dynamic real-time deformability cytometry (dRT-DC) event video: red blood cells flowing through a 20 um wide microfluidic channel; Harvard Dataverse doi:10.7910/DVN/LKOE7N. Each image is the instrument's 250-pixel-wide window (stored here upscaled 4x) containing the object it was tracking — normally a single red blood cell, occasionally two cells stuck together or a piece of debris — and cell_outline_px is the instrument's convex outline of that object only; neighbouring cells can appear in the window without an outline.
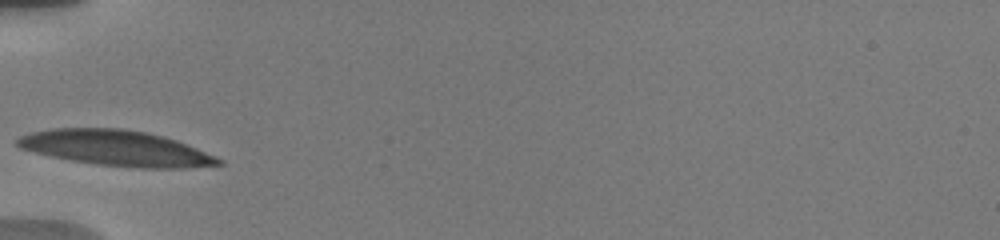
{"species": "human", "species_latin": "Homo sapiens", "temperature_condition": "warm", "stored_images_in_passage": 7, "camera_frame_rate_fps": 3000, "um_per_image_px": 0.085, "donor": {"sex": "male"}, "frame": {"image": 1, "passage_image": 2, "time_ms": 1.333, "image_size_px": [1000, 240], "cell_outline_px": [[224, 164], [188, 168], [140, 168], [96, 164], [72, 160], [52, 156], [20, 148], [16, 144], [16, 140], [20, 136], [32, 132], [52, 128], [120, 128], [144, 132], [164, 136], [176, 140], [216, 156], [224, 160]], "centroid_in_image_um": [9.91, 12.59], "position_along_channel_um": 75.1, "area_um2": 41.44}}
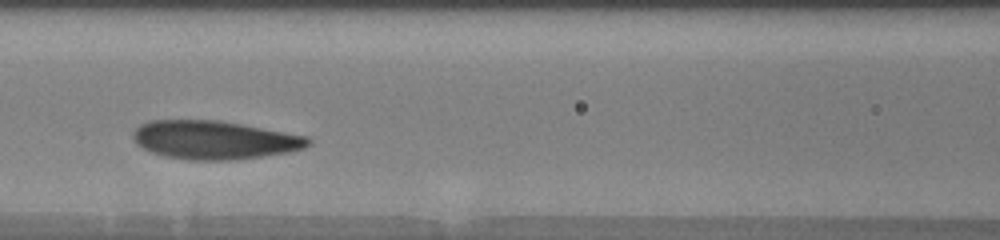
{"frame": {"image": 2, "passage_image": 4, "time_ms": 3.333, "image_size_px": [1000, 240], "cell_outline_px": [[312, 144], [304, 148], [288, 152], [236, 160], [192, 160], [164, 156], [152, 152], [136, 144], [132, 136], [132, 132], [140, 124], [148, 120], [220, 120], [308, 136], [312, 140]], "centroid_in_image_um": [18.22, 11.89], "position_along_channel_um": 148.4, "area_um2": 39.48}}
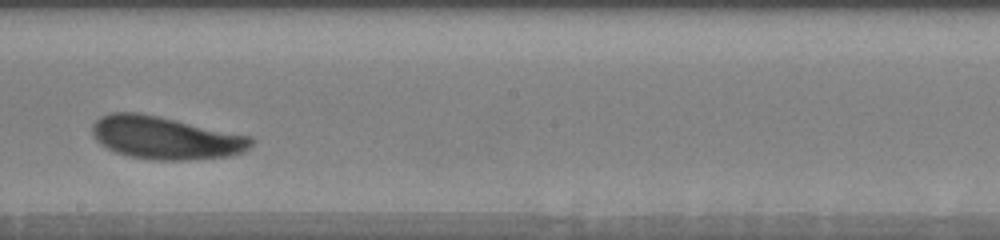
{"frame": {"image": 3, "passage_image": 7, "time_ms": 5.667, "image_size_px": [1000, 240], "cell_outline_px": [[256, 140], [244, 152], [228, 156], [180, 160], [152, 160], [132, 156], [116, 152], [108, 148], [96, 140], [92, 132], [92, 124], [100, 116], [108, 112], [140, 112], [160, 116], [252, 136]], "centroid_in_image_um": [14.07, 11.69], "position_along_channel_um": 234.1, "area_um2": 39.71}}